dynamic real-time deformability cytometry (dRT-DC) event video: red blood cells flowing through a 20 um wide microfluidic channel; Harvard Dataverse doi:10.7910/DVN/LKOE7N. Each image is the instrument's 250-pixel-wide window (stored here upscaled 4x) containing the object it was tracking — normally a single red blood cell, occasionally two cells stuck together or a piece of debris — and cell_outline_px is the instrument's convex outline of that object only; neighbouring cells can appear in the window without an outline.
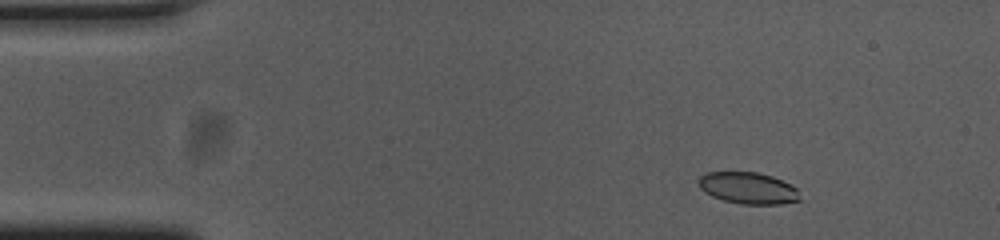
{"species": "common noctule bat (a hibernating species)", "species_latin": "Nyctalus noctula", "temperature_condition": "cold", "stored_images_in_passage": 54, "camera_frame_rate_fps": 3000, "um_per_image_px": 0.085, "animal": {"sex": "female", "body_mass_g": 23.0, "forearm_length_mm": 53.4}, "frame": {"image": 1, "passage_image": 6, "time_ms": 1.667, "image_size_px": [1000, 240], "cell_outline_px": [[800, 200], [780, 204], [740, 204], [724, 200], [712, 196], [704, 192], [700, 188], [696, 180], [700, 176], [708, 172], [756, 172], [772, 176], [796, 188]], "centroid_in_image_um": [63.53, 15.98], "position_along_channel_um": 21.5, "area_um2": 18.55}}
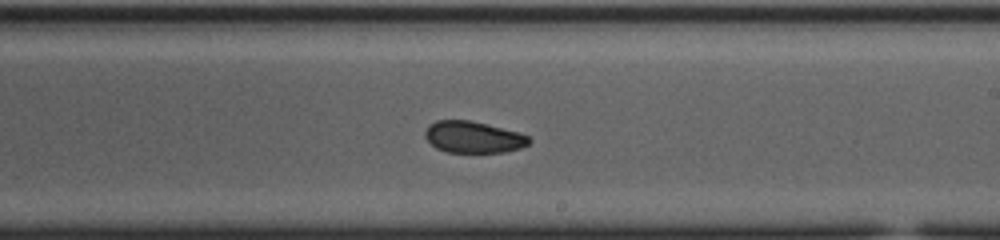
{"frame": {"image": 2, "passage_image": 31, "time_ms": 10.0, "image_size_px": [1000, 240], "cell_outline_px": [[532, 140], [528, 144], [520, 148], [504, 152], [444, 152], [436, 148], [424, 136], [424, 132], [428, 124], [436, 120], [468, 120], [520, 132], [528, 136]], "centroid_in_image_um": [40.21, 11.65], "position_along_channel_um": 248.8, "area_um2": 19.19}}
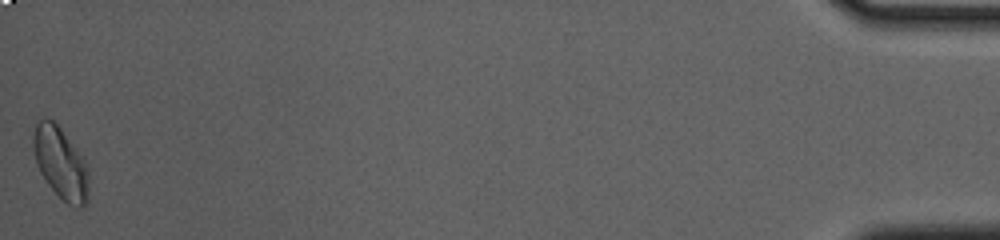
{"frame": {"image": 3, "passage_image": 54, "time_ms": 17.667, "image_size_px": [1000, 240], "cell_outline_px": [[88, 200], [84, 208], [76, 208], [68, 204], [48, 184], [40, 172], [36, 164], [32, 148], [32, 136], [36, 124], [40, 120], [52, 120], [60, 128], [84, 156], [88, 172]], "centroid_in_image_um": [5.17, 13.88], "position_along_channel_um": 430.0, "area_um2": 23.29}, "authors_computed_cell_mechanics": {"area_um2": 20.0566, "velocity_mm_per_s": 3.679, "shape_relaxation_time_tau1_ms": 9.7207, "shape_relaxation_time_tau2_ms": 2.3395, "deformation_change_tau1": 0.1605, "deformation_change_tau2": 0.0569}}